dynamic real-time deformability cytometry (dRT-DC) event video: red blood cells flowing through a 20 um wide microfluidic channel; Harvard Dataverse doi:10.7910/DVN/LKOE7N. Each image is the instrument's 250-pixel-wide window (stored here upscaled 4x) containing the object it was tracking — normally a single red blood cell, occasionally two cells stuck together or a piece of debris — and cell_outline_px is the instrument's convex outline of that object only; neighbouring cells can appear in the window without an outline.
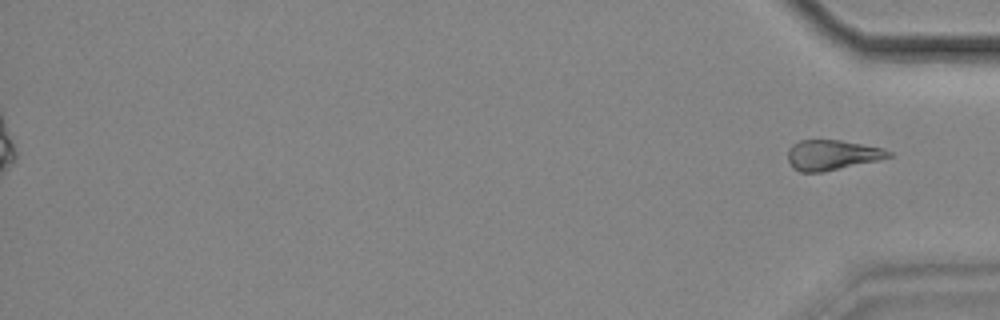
{"species": "common noctule bat (a hibernating species)", "species_latin": "Nyctalus noctula", "temperature_condition": "cold", "stored_images_in_passage": 58, "segment_of_instrument_passage": [2, 2], "camera_frame_rate_fps": 3000, "um_per_image_px": 0.085, "animal": {"sex": "female", "body_mass_g": 18.4}, "frame": {"image": 1, "passage_image": 58, "time_ms": 19.0, "image_size_px": [1000, 320], "cell_outline_px": [[892, 156], [876, 160], [824, 172], [800, 172], [792, 168], [788, 160], [788, 148], [792, 144], [800, 140], [840, 140], [884, 148], [892, 152]], "centroid_in_image_um": [70.69, 13.17], "position_along_channel_um": 364.5, "area_um2": 17.69}}